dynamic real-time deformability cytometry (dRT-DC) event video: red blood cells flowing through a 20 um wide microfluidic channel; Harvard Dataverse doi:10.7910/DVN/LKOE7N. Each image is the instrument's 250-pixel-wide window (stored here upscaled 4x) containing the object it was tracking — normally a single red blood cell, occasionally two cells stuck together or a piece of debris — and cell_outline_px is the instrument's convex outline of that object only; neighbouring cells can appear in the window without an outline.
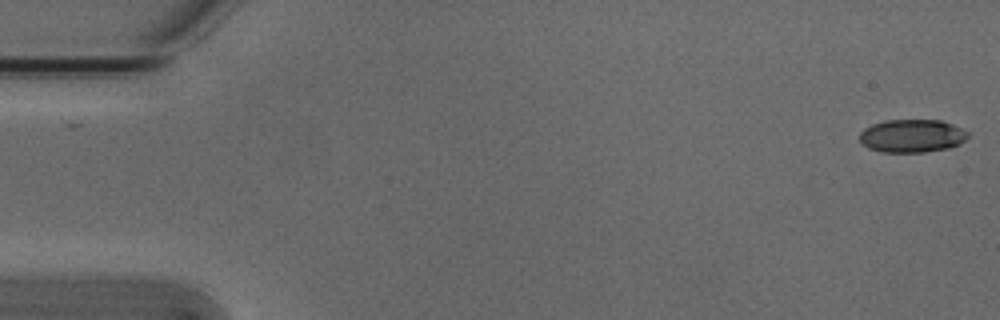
{"species": "Egyptian fruit bat (a non-hibernating species)", "species_latin": "Rousettus aegyptiacus", "temperature_condition": "cold", "stored_images_in_passage": 4, "camera_frame_rate_fps": 3000, "um_per_image_px": 0.085, "animal": {"sex": "male"}, "frame": {"image": 1, "passage_image": 1, "time_ms": 0.0, "image_size_px": [1000, 320], "cell_outline_px": [[968, 136], [960, 144], [948, 148], [924, 152], [880, 152], [868, 148], [860, 140], [860, 132], [864, 128], [872, 124], [884, 120], [940, 120], [952, 124], [968, 132]], "centroid_in_image_um": [77.5, 11.55], "position_along_channel_um": 7.5, "area_um2": 20.87}}
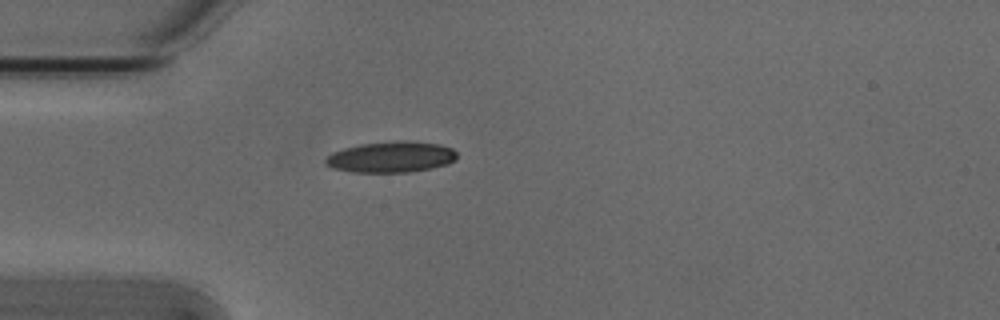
{"frame": {"image": 2, "passage_image": 4, "time_ms": 1.0, "image_size_px": [1000, 320], "cell_outline_px": [[456, 160], [448, 164], [432, 168], [408, 172], [352, 172], [332, 168], [324, 164], [324, 160], [332, 152], [344, 148], [360, 144], [400, 140], [404, 140], [440, 144], [452, 148], [456, 152]], "centroid_in_image_um": [33.24, 13.34], "position_along_channel_um": 51.8, "area_um2": 23.87}}